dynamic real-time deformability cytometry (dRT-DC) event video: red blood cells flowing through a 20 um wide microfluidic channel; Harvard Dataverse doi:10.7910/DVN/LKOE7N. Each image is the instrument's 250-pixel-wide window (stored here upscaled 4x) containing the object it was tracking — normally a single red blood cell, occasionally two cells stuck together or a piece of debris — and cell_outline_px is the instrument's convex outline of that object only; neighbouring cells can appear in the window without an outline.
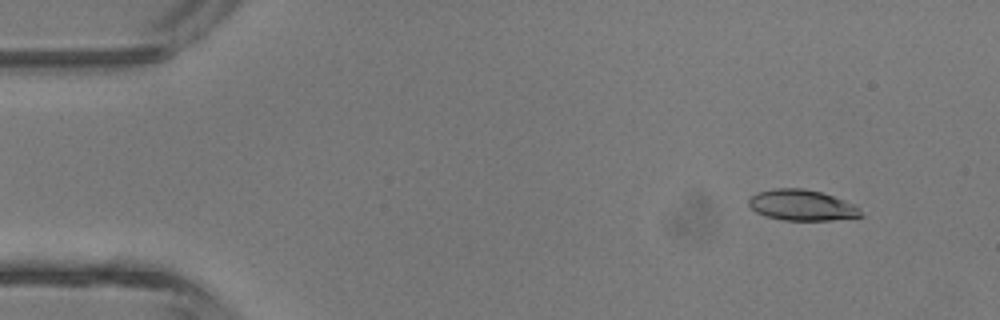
{"species": "common noctule bat (a hibernating species)", "species_latin": "Nyctalus noctula", "temperature_condition": "room temperature", "stored_images_in_passage": 5, "camera_frame_rate_fps": 3000, "um_per_image_px": 0.085, "animal": {"sex": "male", "body_mass_g": 13.3}, "frame": {"image": 1, "passage_image": 2, "time_ms": 1.333, "image_size_px": [1000, 320], "cell_outline_px": [[864, 216], [832, 220], [784, 220], [764, 216], [756, 212], [748, 204], [748, 200], [756, 192], [776, 188], [804, 188], [820, 192], [856, 204], [860, 208]], "centroid_in_image_um": [68.17, 17.44], "position_along_channel_um": 16.8, "area_um2": 20.23}}
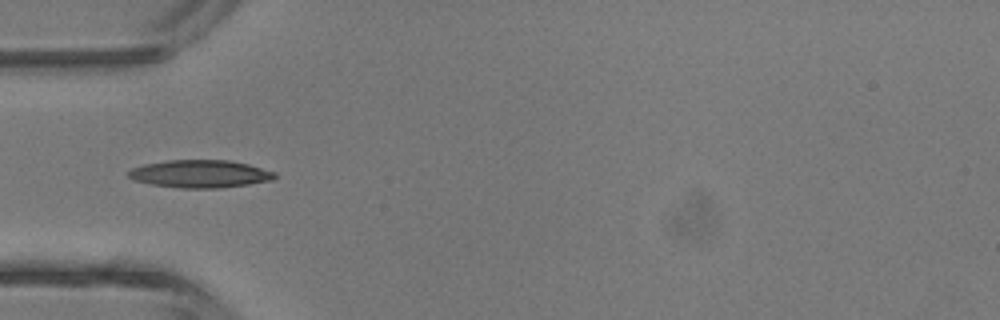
{"frame": {"image": 2, "passage_image": 5, "time_ms": 4.667, "image_size_px": [1000, 320], "cell_outline_px": [[276, 176], [272, 180], [248, 184], [220, 188], [180, 188], [152, 184], [136, 180], [128, 176], [128, 172], [132, 168], [144, 164], [168, 160], [228, 160], [248, 164], [276, 172]], "centroid_in_image_um": [17.03, 14.77], "position_along_channel_um": 68.0, "area_um2": 23.47}}